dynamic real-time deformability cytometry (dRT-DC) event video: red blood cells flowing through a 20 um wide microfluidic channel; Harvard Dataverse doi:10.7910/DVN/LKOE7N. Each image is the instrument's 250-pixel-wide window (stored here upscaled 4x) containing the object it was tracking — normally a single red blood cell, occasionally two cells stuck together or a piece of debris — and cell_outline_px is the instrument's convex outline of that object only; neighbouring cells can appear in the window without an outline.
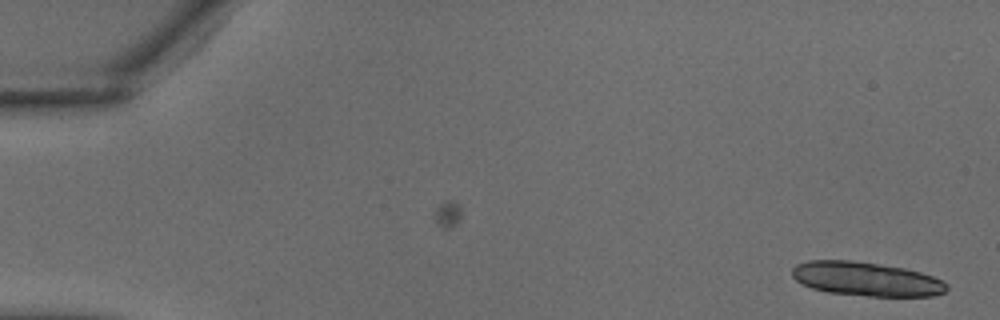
{"species": "common noctule bat (a hibernating species)", "species_latin": "Nyctalus noctula", "temperature_condition": "warm", "stored_images_in_passage": 30, "camera_frame_rate_fps": 3000, "um_per_image_px": 0.085, "animal": {"sex": "male", "body_mass_g": 18.8}, "frame": {"image": 1, "passage_image": 1, "time_ms": 0.0, "image_size_px": [1000, 320], "cell_outline_px": [[948, 288], [944, 292], [932, 296], [868, 296], [828, 292], [812, 288], [796, 280], [792, 276], [792, 268], [796, 264], [808, 260], [852, 260], [904, 268], [920, 272], [932, 276], [948, 284]], "centroid_in_image_um": [73.61, 23.71], "position_along_channel_um": 11.4, "area_um2": 30.52}}
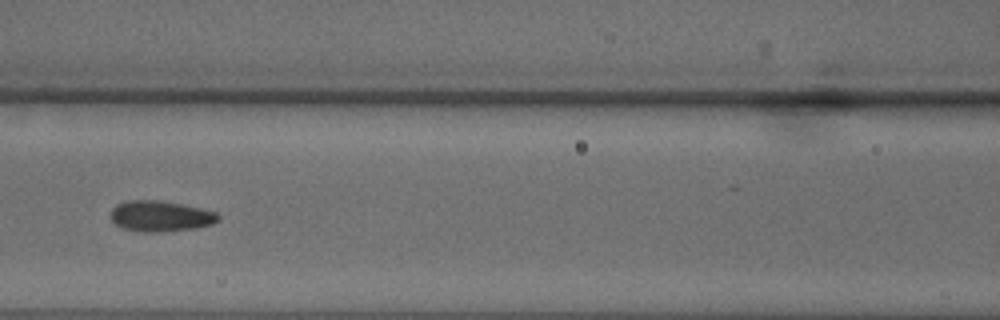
{"frame": {"image": 2, "passage_image": 17, "time_ms": 5.333, "image_size_px": [1000, 320], "cell_outline_px": [[220, 220], [212, 224], [196, 228], [164, 232], [144, 232], [124, 228], [116, 224], [112, 220], [112, 208], [116, 204], [128, 200], [160, 200], [200, 208], [216, 212], [220, 216]], "centroid_in_image_um": [13.67, 18.37], "position_along_channel_um": 152.9, "area_um2": 19.25}}
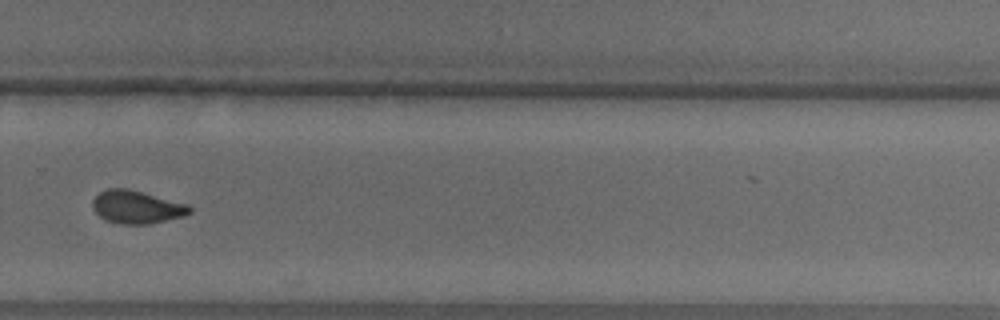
{"frame": {"image": 3, "passage_image": 26, "time_ms": 8.333, "image_size_px": [1000, 320], "cell_outline_px": [[192, 212], [184, 216], [148, 224], [120, 224], [108, 220], [100, 216], [92, 208], [92, 200], [100, 192], [108, 188], [128, 188], [188, 204], [192, 208]], "centroid_in_image_um": [11.63, 17.59], "position_along_channel_um": 318.2, "area_um2": 18.61}}